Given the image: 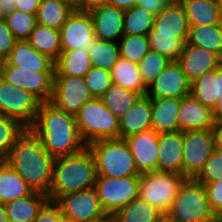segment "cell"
Segmentation results:
<instances>
[{"label":"cell","instance_id":"obj_1","mask_svg":"<svg viewBox=\"0 0 222 222\" xmlns=\"http://www.w3.org/2000/svg\"><path fill=\"white\" fill-rule=\"evenodd\" d=\"M29 129L55 158L76 154L87 147L79 134L75 116L58 109L51 102L40 104Z\"/></svg>","mask_w":222,"mask_h":222},{"label":"cell","instance_id":"obj_2","mask_svg":"<svg viewBox=\"0 0 222 222\" xmlns=\"http://www.w3.org/2000/svg\"><path fill=\"white\" fill-rule=\"evenodd\" d=\"M55 160L44 148L41 139L26 128L11 147L6 162L34 191L48 194Z\"/></svg>","mask_w":222,"mask_h":222},{"label":"cell","instance_id":"obj_3","mask_svg":"<svg viewBox=\"0 0 222 222\" xmlns=\"http://www.w3.org/2000/svg\"><path fill=\"white\" fill-rule=\"evenodd\" d=\"M96 176L95 160L87 147L76 154L57 157L48 199L56 202L63 195L94 187Z\"/></svg>","mask_w":222,"mask_h":222},{"label":"cell","instance_id":"obj_4","mask_svg":"<svg viewBox=\"0 0 222 222\" xmlns=\"http://www.w3.org/2000/svg\"><path fill=\"white\" fill-rule=\"evenodd\" d=\"M87 148L93 154L97 176L111 178L140 176L125 139L97 140L88 144Z\"/></svg>","mask_w":222,"mask_h":222},{"label":"cell","instance_id":"obj_5","mask_svg":"<svg viewBox=\"0 0 222 222\" xmlns=\"http://www.w3.org/2000/svg\"><path fill=\"white\" fill-rule=\"evenodd\" d=\"M75 118L86 145L97 140L119 138L120 120L106 108L101 98L87 101Z\"/></svg>","mask_w":222,"mask_h":222},{"label":"cell","instance_id":"obj_6","mask_svg":"<svg viewBox=\"0 0 222 222\" xmlns=\"http://www.w3.org/2000/svg\"><path fill=\"white\" fill-rule=\"evenodd\" d=\"M168 214L179 222H216L204 184L186 179L181 185Z\"/></svg>","mask_w":222,"mask_h":222},{"label":"cell","instance_id":"obj_7","mask_svg":"<svg viewBox=\"0 0 222 222\" xmlns=\"http://www.w3.org/2000/svg\"><path fill=\"white\" fill-rule=\"evenodd\" d=\"M182 174L153 171L140 175L139 197L161 213H168L184 181Z\"/></svg>","mask_w":222,"mask_h":222},{"label":"cell","instance_id":"obj_8","mask_svg":"<svg viewBox=\"0 0 222 222\" xmlns=\"http://www.w3.org/2000/svg\"><path fill=\"white\" fill-rule=\"evenodd\" d=\"M140 176L111 178L96 176L94 188L105 213H116L139 197Z\"/></svg>","mask_w":222,"mask_h":222},{"label":"cell","instance_id":"obj_9","mask_svg":"<svg viewBox=\"0 0 222 222\" xmlns=\"http://www.w3.org/2000/svg\"><path fill=\"white\" fill-rule=\"evenodd\" d=\"M213 130L183 131L182 175L195 179L214 151Z\"/></svg>","mask_w":222,"mask_h":222},{"label":"cell","instance_id":"obj_10","mask_svg":"<svg viewBox=\"0 0 222 222\" xmlns=\"http://www.w3.org/2000/svg\"><path fill=\"white\" fill-rule=\"evenodd\" d=\"M40 104L31 93L0 77V115L16 119L29 128L35 121Z\"/></svg>","mask_w":222,"mask_h":222},{"label":"cell","instance_id":"obj_11","mask_svg":"<svg viewBox=\"0 0 222 222\" xmlns=\"http://www.w3.org/2000/svg\"><path fill=\"white\" fill-rule=\"evenodd\" d=\"M93 99L85 79L69 75H54L50 102L58 109L76 115L81 107Z\"/></svg>","mask_w":222,"mask_h":222},{"label":"cell","instance_id":"obj_12","mask_svg":"<svg viewBox=\"0 0 222 222\" xmlns=\"http://www.w3.org/2000/svg\"><path fill=\"white\" fill-rule=\"evenodd\" d=\"M15 87L31 93L41 103L50 102L53 93L54 72H38L22 69L6 62L0 76Z\"/></svg>","mask_w":222,"mask_h":222},{"label":"cell","instance_id":"obj_13","mask_svg":"<svg viewBox=\"0 0 222 222\" xmlns=\"http://www.w3.org/2000/svg\"><path fill=\"white\" fill-rule=\"evenodd\" d=\"M56 203L69 222H88L105 214L94 187L63 195Z\"/></svg>","mask_w":222,"mask_h":222},{"label":"cell","instance_id":"obj_14","mask_svg":"<svg viewBox=\"0 0 222 222\" xmlns=\"http://www.w3.org/2000/svg\"><path fill=\"white\" fill-rule=\"evenodd\" d=\"M61 49H89L96 41L94 25L90 12L74 9L60 29Z\"/></svg>","mask_w":222,"mask_h":222},{"label":"cell","instance_id":"obj_15","mask_svg":"<svg viewBox=\"0 0 222 222\" xmlns=\"http://www.w3.org/2000/svg\"><path fill=\"white\" fill-rule=\"evenodd\" d=\"M191 92V82L187 79L178 61H171L147 88L150 98L181 99Z\"/></svg>","mask_w":222,"mask_h":222},{"label":"cell","instance_id":"obj_16","mask_svg":"<svg viewBox=\"0 0 222 222\" xmlns=\"http://www.w3.org/2000/svg\"><path fill=\"white\" fill-rule=\"evenodd\" d=\"M158 133L152 128L125 138L140 175L157 170Z\"/></svg>","mask_w":222,"mask_h":222},{"label":"cell","instance_id":"obj_17","mask_svg":"<svg viewBox=\"0 0 222 222\" xmlns=\"http://www.w3.org/2000/svg\"><path fill=\"white\" fill-rule=\"evenodd\" d=\"M178 122L179 131L213 130L216 126L213 111L198 102L191 94L180 100Z\"/></svg>","mask_w":222,"mask_h":222},{"label":"cell","instance_id":"obj_18","mask_svg":"<svg viewBox=\"0 0 222 222\" xmlns=\"http://www.w3.org/2000/svg\"><path fill=\"white\" fill-rule=\"evenodd\" d=\"M90 14L92 16L94 33L97 39L117 43L120 41L124 35V10L106 4L90 11Z\"/></svg>","mask_w":222,"mask_h":222},{"label":"cell","instance_id":"obj_19","mask_svg":"<svg viewBox=\"0 0 222 222\" xmlns=\"http://www.w3.org/2000/svg\"><path fill=\"white\" fill-rule=\"evenodd\" d=\"M178 62L187 79L192 83L206 72L220 67V56L200 47L189 45L187 42Z\"/></svg>","mask_w":222,"mask_h":222},{"label":"cell","instance_id":"obj_20","mask_svg":"<svg viewBox=\"0 0 222 222\" xmlns=\"http://www.w3.org/2000/svg\"><path fill=\"white\" fill-rule=\"evenodd\" d=\"M158 171L182 174L183 131L158 135Z\"/></svg>","mask_w":222,"mask_h":222},{"label":"cell","instance_id":"obj_21","mask_svg":"<svg viewBox=\"0 0 222 222\" xmlns=\"http://www.w3.org/2000/svg\"><path fill=\"white\" fill-rule=\"evenodd\" d=\"M152 101L147 95L140 96L130 110L120 118L119 138L125 139L151 128Z\"/></svg>","mask_w":222,"mask_h":222},{"label":"cell","instance_id":"obj_22","mask_svg":"<svg viewBox=\"0 0 222 222\" xmlns=\"http://www.w3.org/2000/svg\"><path fill=\"white\" fill-rule=\"evenodd\" d=\"M7 63L22 69L38 72H54V61L39 53L27 40H17Z\"/></svg>","mask_w":222,"mask_h":222},{"label":"cell","instance_id":"obj_23","mask_svg":"<svg viewBox=\"0 0 222 222\" xmlns=\"http://www.w3.org/2000/svg\"><path fill=\"white\" fill-rule=\"evenodd\" d=\"M180 100L177 98H151V128L155 132L161 134L179 131L178 112Z\"/></svg>","mask_w":222,"mask_h":222},{"label":"cell","instance_id":"obj_24","mask_svg":"<svg viewBox=\"0 0 222 222\" xmlns=\"http://www.w3.org/2000/svg\"><path fill=\"white\" fill-rule=\"evenodd\" d=\"M153 29L157 34L188 37L189 25L182 4L167 5L154 17Z\"/></svg>","mask_w":222,"mask_h":222},{"label":"cell","instance_id":"obj_25","mask_svg":"<svg viewBox=\"0 0 222 222\" xmlns=\"http://www.w3.org/2000/svg\"><path fill=\"white\" fill-rule=\"evenodd\" d=\"M191 95L212 111L222 97V69L206 72L191 83Z\"/></svg>","mask_w":222,"mask_h":222},{"label":"cell","instance_id":"obj_26","mask_svg":"<svg viewBox=\"0 0 222 222\" xmlns=\"http://www.w3.org/2000/svg\"><path fill=\"white\" fill-rule=\"evenodd\" d=\"M48 200L47 194L33 191L28 196L6 203L5 208L9 222H33Z\"/></svg>","mask_w":222,"mask_h":222},{"label":"cell","instance_id":"obj_27","mask_svg":"<svg viewBox=\"0 0 222 222\" xmlns=\"http://www.w3.org/2000/svg\"><path fill=\"white\" fill-rule=\"evenodd\" d=\"M33 191L6 161H0V203L6 204L28 196Z\"/></svg>","mask_w":222,"mask_h":222},{"label":"cell","instance_id":"obj_28","mask_svg":"<svg viewBox=\"0 0 222 222\" xmlns=\"http://www.w3.org/2000/svg\"><path fill=\"white\" fill-rule=\"evenodd\" d=\"M92 68L89 52L80 48L62 51L54 61V75L82 77Z\"/></svg>","mask_w":222,"mask_h":222},{"label":"cell","instance_id":"obj_29","mask_svg":"<svg viewBox=\"0 0 222 222\" xmlns=\"http://www.w3.org/2000/svg\"><path fill=\"white\" fill-rule=\"evenodd\" d=\"M189 26L218 25L221 11L217 0H183Z\"/></svg>","mask_w":222,"mask_h":222},{"label":"cell","instance_id":"obj_30","mask_svg":"<svg viewBox=\"0 0 222 222\" xmlns=\"http://www.w3.org/2000/svg\"><path fill=\"white\" fill-rule=\"evenodd\" d=\"M74 9L65 0H42L36 14L37 24L60 30Z\"/></svg>","mask_w":222,"mask_h":222},{"label":"cell","instance_id":"obj_31","mask_svg":"<svg viewBox=\"0 0 222 222\" xmlns=\"http://www.w3.org/2000/svg\"><path fill=\"white\" fill-rule=\"evenodd\" d=\"M110 72L113 84L146 95L148 87L143 83L138 64L120 57Z\"/></svg>","mask_w":222,"mask_h":222},{"label":"cell","instance_id":"obj_32","mask_svg":"<svg viewBox=\"0 0 222 222\" xmlns=\"http://www.w3.org/2000/svg\"><path fill=\"white\" fill-rule=\"evenodd\" d=\"M39 53L55 61L62 53L60 30L37 24L27 39Z\"/></svg>","mask_w":222,"mask_h":222},{"label":"cell","instance_id":"obj_33","mask_svg":"<svg viewBox=\"0 0 222 222\" xmlns=\"http://www.w3.org/2000/svg\"><path fill=\"white\" fill-rule=\"evenodd\" d=\"M187 43L222 55V33L219 25L189 26Z\"/></svg>","mask_w":222,"mask_h":222},{"label":"cell","instance_id":"obj_34","mask_svg":"<svg viewBox=\"0 0 222 222\" xmlns=\"http://www.w3.org/2000/svg\"><path fill=\"white\" fill-rule=\"evenodd\" d=\"M141 95L132 90L112 84L101 97L106 108L119 120L127 113Z\"/></svg>","mask_w":222,"mask_h":222},{"label":"cell","instance_id":"obj_35","mask_svg":"<svg viewBox=\"0 0 222 222\" xmlns=\"http://www.w3.org/2000/svg\"><path fill=\"white\" fill-rule=\"evenodd\" d=\"M150 50L157 51L170 61H178L188 37H174V35L157 34L152 29L148 33Z\"/></svg>","mask_w":222,"mask_h":222},{"label":"cell","instance_id":"obj_36","mask_svg":"<svg viewBox=\"0 0 222 222\" xmlns=\"http://www.w3.org/2000/svg\"><path fill=\"white\" fill-rule=\"evenodd\" d=\"M161 214L140 197L135 198L115 213L118 222H157Z\"/></svg>","mask_w":222,"mask_h":222},{"label":"cell","instance_id":"obj_37","mask_svg":"<svg viewBox=\"0 0 222 222\" xmlns=\"http://www.w3.org/2000/svg\"><path fill=\"white\" fill-rule=\"evenodd\" d=\"M154 15L137 5L124 11L123 34L124 35H143L153 29Z\"/></svg>","mask_w":222,"mask_h":222},{"label":"cell","instance_id":"obj_38","mask_svg":"<svg viewBox=\"0 0 222 222\" xmlns=\"http://www.w3.org/2000/svg\"><path fill=\"white\" fill-rule=\"evenodd\" d=\"M88 52L92 67L108 71H111L120 58V48L117 42L96 39L94 45Z\"/></svg>","mask_w":222,"mask_h":222},{"label":"cell","instance_id":"obj_39","mask_svg":"<svg viewBox=\"0 0 222 222\" xmlns=\"http://www.w3.org/2000/svg\"><path fill=\"white\" fill-rule=\"evenodd\" d=\"M18 120L0 115V161H6L16 139L25 131Z\"/></svg>","mask_w":222,"mask_h":222},{"label":"cell","instance_id":"obj_40","mask_svg":"<svg viewBox=\"0 0 222 222\" xmlns=\"http://www.w3.org/2000/svg\"><path fill=\"white\" fill-rule=\"evenodd\" d=\"M120 40V57L135 64H138L150 50L148 36L123 35Z\"/></svg>","mask_w":222,"mask_h":222},{"label":"cell","instance_id":"obj_41","mask_svg":"<svg viewBox=\"0 0 222 222\" xmlns=\"http://www.w3.org/2000/svg\"><path fill=\"white\" fill-rule=\"evenodd\" d=\"M4 19L17 40H27L37 25L36 14H30L17 9L13 10Z\"/></svg>","mask_w":222,"mask_h":222},{"label":"cell","instance_id":"obj_42","mask_svg":"<svg viewBox=\"0 0 222 222\" xmlns=\"http://www.w3.org/2000/svg\"><path fill=\"white\" fill-rule=\"evenodd\" d=\"M170 62L157 51L149 50L146 56L138 63L143 83L149 87Z\"/></svg>","mask_w":222,"mask_h":222},{"label":"cell","instance_id":"obj_43","mask_svg":"<svg viewBox=\"0 0 222 222\" xmlns=\"http://www.w3.org/2000/svg\"><path fill=\"white\" fill-rule=\"evenodd\" d=\"M84 79L93 98H101L113 84L111 72L97 67H92Z\"/></svg>","mask_w":222,"mask_h":222},{"label":"cell","instance_id":"obj_44","mask_svg":"<svg viewBox=\"0 0 222 222\" xmlns=\"http://www.w3.org/2000/svg\"><path fill=\"white\" fill-rule=\"evenodd\" d=\"M201 184L212 183L222 180V153L215 150L212 152L204 168L195 178Z\"/></svg>","mask_w":222,"mask_h":222},{"label":"cell","instance_id":"obj_45","mask_svg":"<svg viewBox=\"0 0 222 222\" xmlns=\"http://www.w3.org/2000/svg\"><path fill=\"white\" fill-rule=\"evenodd\" d=\"M65 217L55 201L48 200L38 212L33 222H64Z\"/></svg>","mask_w":222,"mask_h":222},{"label":"cell","instance_id":"obj_46","mask_svg":"<svg viewBox=\"0 0 222 222\" xmlns=\"http://www.w3.org/2000/svg\"><path fill=\"white\" fill-rule=\"evenodd\" d=\"M210 207L218 216L222 211V180L204 184Z\"/></svg>","mask_w":222,"mask_h":222},{"label":"cell","instance_id":"obj_47","mask_svg":"<svg viewBox=\"0 0 222 222\" xmlns=\"http://www.w3.org/2000/svg\"><path fill=\"white\" fill-rule=\"evenodd\" d=\"M17 39L8 28L7 22L4 18L0 19V54L5 58L10 55Z\"/></svg>","mask_w":222,"mask_h":222},{"label":"cell","instance_id":"obj_48","mask_svg":"<svg viewBox=\"0 0 222 222\" xmlns=\"http://www.w3.org/2000/svg\"><path fill=\"white\" fill-rule=\"evenodd\" d=\"M137 6L147 10L152 15L157 16L167 4L164 0H138Z\"/></svg>","mask_w":222,"mask_h":222},{"label":"cell","instance_id":"obj_49","mask_svg":"<svg viewBox=\"0 0 222 222\" xmlns=\"http://www.w3.org/2000/svg\"><path fill=\"white\" fill-rule=\"evenodd\" d=\"M41 2L42 0H15V9L30 14H37Z\"/></svg>","mask_w":222,"mask_h":222},{"label":"cell","instance_id":"obj_50","mask_svg":"<svg viewBox=\"0 0 222 222\" xmlns=\"http://www.w3.org/2000/svg\"><path fill=\"white\" fill-rule=\"evenodd\" d=\"M106 4H108V0H80L75 6V9L90 12L95 8L102 7Z\"/></svg>","mask_w":222,"mask_h":222},{"label":"cell","instance_id":"obj_51","mask_svg":"<svg viewBox=\"0 0 222 222\" xmlns=\"http://www.w3.org/2000/svg\"><path fill=\"white\" fill-rule=\"evenodd\" d=\"M137 1L138 0H108V4L125 11L136 6Z\"/></svg>","mask_w":222,"mask_h":222},{"label":"cell","instance_id":"obj_52","mask_svg":"<svg viewBox=\"0 0 222 222\" xmlns=\"http://www.w3.org/2000/svg\"><path fill=\"white\" fill-rule=\"evenodd\" d=\"M15 10V0H0V15L2 18Z\"/></svg>","mask_w":222,"mask_h":222},{"label":"cell","instance_id":"obj_53","mask_svg":"<svg viewBox=\"0 0 222 222\" xmlns=\"http://www.w3.org/2000/svg\"><path fill=\"white\" fill-rule=\"evenodd\" d=\"M215 150L222 153V125H216L213 129Z\"/></svg>","mask_w":222,"mask_h":222},{"label":"cell","instance_id":"obj_54","mask_svg":"<svg viewBox=\"0 0 222 222\" xmlns=\"http://www.w3.org/2000/svg\"><path fill=\"white\" fill-rule=\"evenodd\" d=\"M213 118L216 125H222V97L217 100L216 106L213 109Z\"/></svg>","mask_w":222,"mask_h":222},{"label":"cell","instance_id":"obj_55","mask_svg":"<svg viewBox=\"0 0 222 222\" xmlns=\"http://www.w3.org/2000/svg\"><path fill=\"white\" fill-rule=\"evenodd\" d=\"M88 222H118V220L114 213H105L101 217L90 220Z\"/></svg>","mask_w":222,"mask_h":222},{"label":"cell","instance_id":"obj_56","mask_svg":"<svg viewBox=\"0 0 222 222\" xmlns=\"http://www.w3.org/2000/svg\"><path fill=\"white\" fill-rule=\"evenodd\" d=\"M157 222H179L178 220H176L174 217H172L171 215H169L168 213H162L159 216V219Z\"/></svg>","mask_w":222,"mask_h":222},{"label":"cell","instance_id":"obj_57","mask_svg":"<svg viewBox=\"0 0 222 222\" xmlns=\"http://www.w3.org/2000/svg\"><path fill=\"white\" fill-rule=\"evenodd\" d=\"M0 222H9L5 204L0 203Z\"/></svg>","mask_w":222,"mask_h":222},{"label":"cell","instance_id":"obj_58","mask_svg":"<svg viewBox=\"0 0 222 222\" xmlns=\"http://www.w3.org/2000/svg\"><path fill=\"white\" fill-rule=\"evenodd\" d=\"M6 62L7 58H5L2 54H0V76L2 74L3 69L5 68Z\"/></svg>","mask_w":222,"mask_h":222},{"label":"cell","instance_id":"obj_59","mask_svg":"<svg viewBox=\"0 0 222 222\" xmlns=\"http://www.w3.org/2000/svg\"><path fill=\"white\" fill-rule=\"evenodd\" d=\"M167 5L182 4L183 0H164Z\"/></svg>","mask_w":222,"mask_h":222},{"label":"cell","instance_id":"obj_60","mask_svg":"<svg viewBox=\"0 0 222 222\" xmlns=\"http://www.w3.org/2000/svg\"><path fill=\"white\" fill-rule=\"evenodd\" d=\"M69 3H71L74 7L80 2V0H65Z\"/></svg>","mask_w":222,"mask_h":222},{"label":"cell","instance_id":"obj_61","mask_svg":"<svg viewBox=\"0 0 222 222\" xmlns=\"http://www.w3.org/2000/svg\"><path fill=\"white\" fill-rule=\"evenodd\" d=\"M216 222H222V211L220 214L217 216V221Z\"/></svg>","mask_w":222,"mask_h":222},{"label":"cell","instance_id":"obj_62","mask_svg":"<svg viewBox=\"0 0 222 222\" xmlns=\"http://www.w3.org/2000/svg\"><path fill=\"white\" fill-rule=\"evenodd\" d=\"M218 25H219L221 33H222V13H221L220 21H219Z\"/></svg>","mask_w":222,"mask_h":222},{"label":"cell","instance_id":"obj_63","mask_svg":"<svg viewBox=\"0 0 222 222\" xmlns=\"http://www.w3.org/2000/svg\"><path fill=\"white\" fill-rule=\"evenodd\" d=\"M218 1V5H219V7H220V11H221V13H222V0H217Z\"/></svg>","mask_w":222,"mask_h":222},{"label":"cell","instance_id":"obj_64","mask_svg":"<svg viewBox=\"0 0 222 222\" xmlns=\"http://www.w3.org/2000/svg\"><path fill=\"white\" fill-rule=\"evenodd\" d=\"M220 68L222 69V55L220 56Z\"/></svg>","mask_w":222,"mask_h":222}]
</instances>
